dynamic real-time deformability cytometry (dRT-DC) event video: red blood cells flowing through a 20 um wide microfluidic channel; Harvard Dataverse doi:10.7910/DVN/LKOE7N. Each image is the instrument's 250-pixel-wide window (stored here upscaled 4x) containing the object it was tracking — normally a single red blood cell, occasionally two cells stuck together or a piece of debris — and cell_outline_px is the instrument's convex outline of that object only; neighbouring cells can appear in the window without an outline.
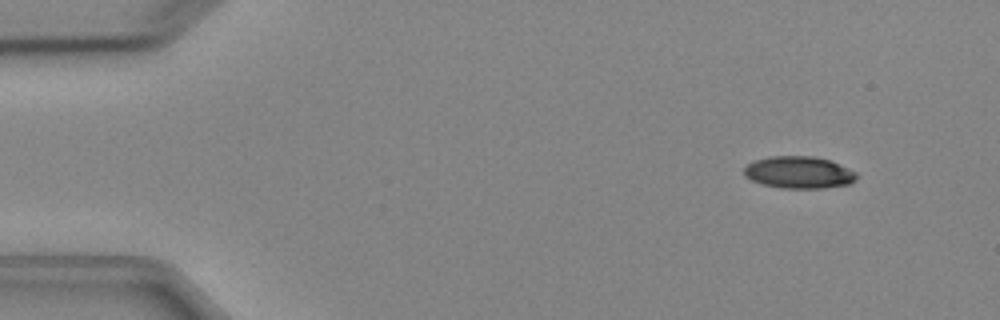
{"species": "Egyptian fruit bat (a non-hibernating species)", "species_latin": "Rousettus aegyptiacus", "temperature_condition": "cold", "stored_images_in_passage": 4, "camera_frame_rate_fps": 3000, "um_per_image_px": 0.085, "animal": {"sex": "female"}, "frame": {"image": 1, "passage_image": 1, "time_ms": 0.0, "image_size_px": [1000, 320], "cell_outline_px": [[860, 176], [856, 180], [848, 184], [824, 188], [780, 188], [760, 184], [744, 176], [744, 168], [748, 164], [756, 160], [772, 156], [812, 156], [832, 160], [856, 172]], "centroid_in_image_um": [67.93, 14.66], "position_along_channel_um": 17.1, "area_um2": 21.21}}